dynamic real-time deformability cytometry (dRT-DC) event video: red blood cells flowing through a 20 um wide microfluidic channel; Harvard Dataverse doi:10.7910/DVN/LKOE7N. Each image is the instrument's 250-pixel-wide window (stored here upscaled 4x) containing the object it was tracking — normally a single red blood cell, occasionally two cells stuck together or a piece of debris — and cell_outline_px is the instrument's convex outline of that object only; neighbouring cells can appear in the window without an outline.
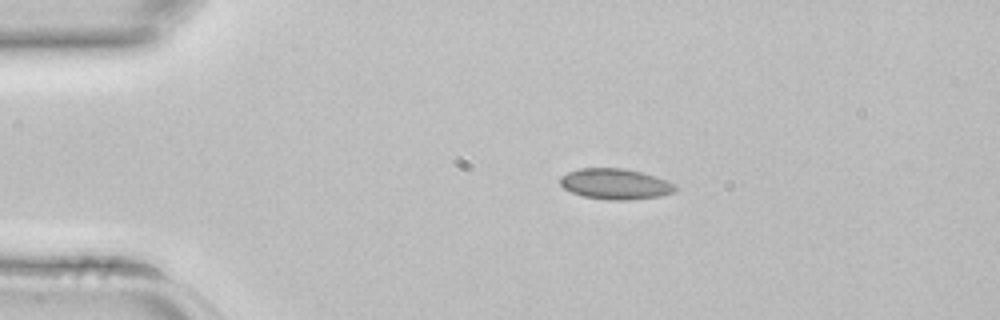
{"species": "common noctule bat (a hibernating species)", "species_latin": "Nyctalus noctula", "temperature_condition": "room temperature", "stored_images_in_passage": 2, "camera_frame_rate_fps": 3000, "um_per_image_px": 0.085, "animal": {"sex": "female", "body_mass_g": 22.7, "forearm_length_mm": 54.2}, "frame": {"image": 1, "passage_image": 1, "time_ms": 0.0, "image_size_px": [1000, 320], "cell_outline_px": [[676, 188], [672, 192], [660, 196], [628, 200], [608, 200], [580, 196], [564, 188], [560, 184], [560, 176], [568, 172], [580, 168], [624, 168], [656, 176], [668, 180], [676, 184]], "centroid_in_image_um": [52.29, 15.64], "position_along_channel_um": 32.7, "area_um2": 20.69}}